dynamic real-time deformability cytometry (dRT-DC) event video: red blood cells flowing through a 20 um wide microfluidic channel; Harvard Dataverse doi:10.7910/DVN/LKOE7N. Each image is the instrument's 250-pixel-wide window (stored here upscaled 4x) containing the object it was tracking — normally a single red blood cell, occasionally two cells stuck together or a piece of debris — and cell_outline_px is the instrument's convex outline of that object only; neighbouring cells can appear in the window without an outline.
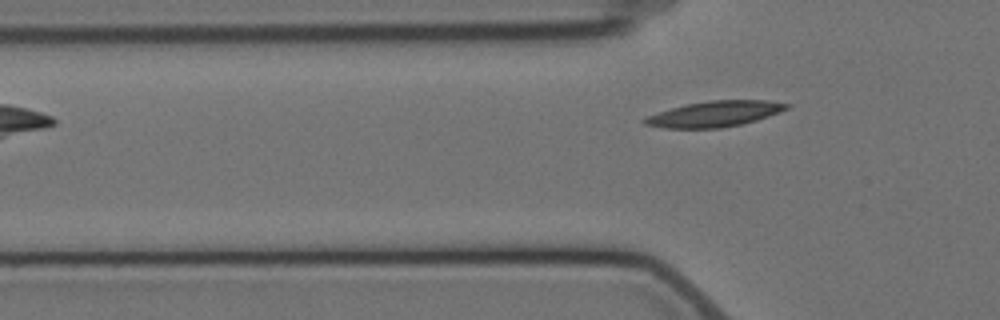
{"species": "Egyptian fruit bat (a non-hibernating species)", "species_latin": "Rousettus aegyptiacus", "temperature_condition": "cold", "stored_images_in_passage": 14, "camera_frame_rate_fps": 3000, "um_per_image_px": 0.085, "animal": {"sex": "female"}, "frame": {"image": 1, "passage_image": 5, "time_ms": 8.0, "image_size_px": [1000, 320], "cell_outline_px": [[792, 104], [788, 108], [780, 112], [756, 120], [740, 124], [720, 128], [664, 128], [644, 124], [640, 120], [648, 116], [672, 108], [688, 104], [708, 100], [768, 100]], "centroid_in_image_um": [60.77, 9.68], "position_along_channel_um": 65.0, "area_um2": 21.1}}
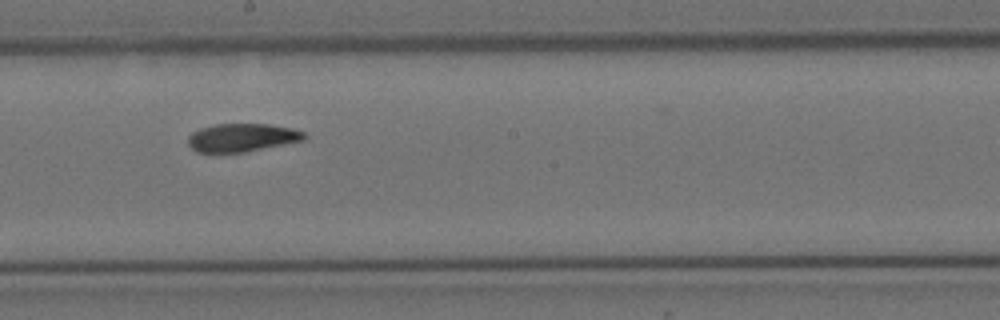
{"frame": {"image": 2, "passage_image": 9, "time_ms": 12.667, "image_size_px": [1000, 320], "cell_outline_px": [[308, 136], [304, 140], [244, 152], [196, 152], [188, 144], [188, 136], [192, 132], [200, 128], [216, 124], [268, 124], [292, 128], [304, 132]], "centroid_in_image_um": [20.57, 11.69], "position_along_channel_um": 227.6, "area_um2": 19.02}}
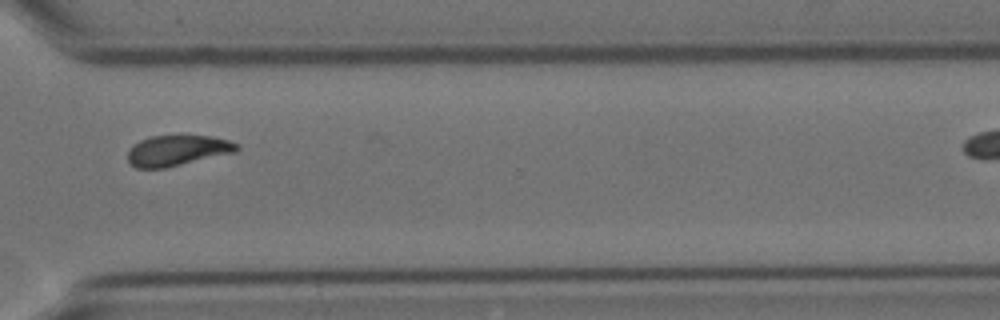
{"frame": {"image": 3, "passage_image": 12, "time_ms": 16.333, "image_size_px": [1000, 320], "cell_outline_px": [[240, 148], [236, 152], [164, 168], [136, 168], [128, 160], [128, 152], [140, 140], [152, 136], [208, 136], [228, 140], [240, 144]], "centroid_in_image_um": [15.12, 12.79], "position_along_channel_um": 355.5, "area_um2": 19.13}, "authors_computed_cell_mechanics": {"area_um2": 19.5942, "velocity_mm_per_s": 3.4983, "shape_relaxation_time_tau1_ms": 4.2535, "shape_relaxation_time_tau2_ms": null, "deformation_change_tau1": 0.1177, "deformation_change_tau2": null}}